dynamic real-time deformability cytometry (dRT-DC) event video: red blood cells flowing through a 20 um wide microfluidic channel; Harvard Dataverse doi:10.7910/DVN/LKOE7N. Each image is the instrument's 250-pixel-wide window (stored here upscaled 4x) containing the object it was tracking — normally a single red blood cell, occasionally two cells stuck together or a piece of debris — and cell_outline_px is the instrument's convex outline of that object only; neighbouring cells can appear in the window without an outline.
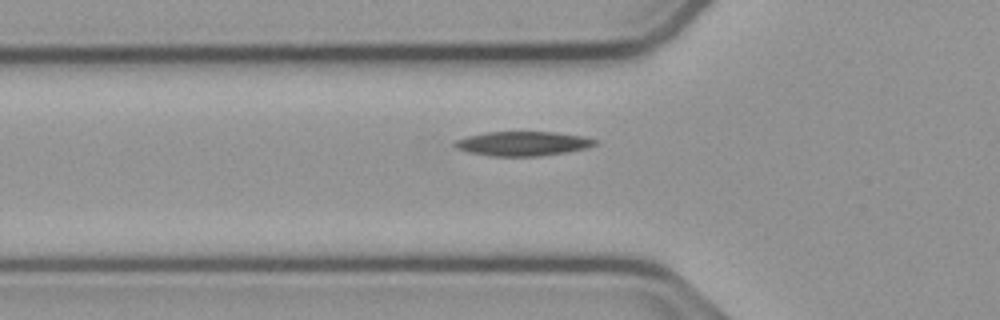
{"species": "common noctule bat (a hibernating species)", "species_latin": "Nyctalus noctula", "temperature_condition": "cold", "stored_images_in_passage": 36, "camera_frame_rate_fps": 3000, "um_per_image_px": 0.085, "animal": {"sex": "male", "body_mass_g": 23.1, "forearm_length_mm": 52.7}, "frame": {"image": 1, "passage_image": 5, "time_ms": 1.333, "image_size_px": [1000, 320], "cell_outline_px": [[596, 144], [584, 148], [564, 152], [540, 156], [492, 156], [468, 152], [456, 148], [452, 144], [456, 140], [468, 136], [488, 132], [556, 132], [584, 136], [596, 140]], "centroid_in_image_um": [44.4, 12.2], "position_along_channel_um": 81.4, "area_um2": 19.71}}
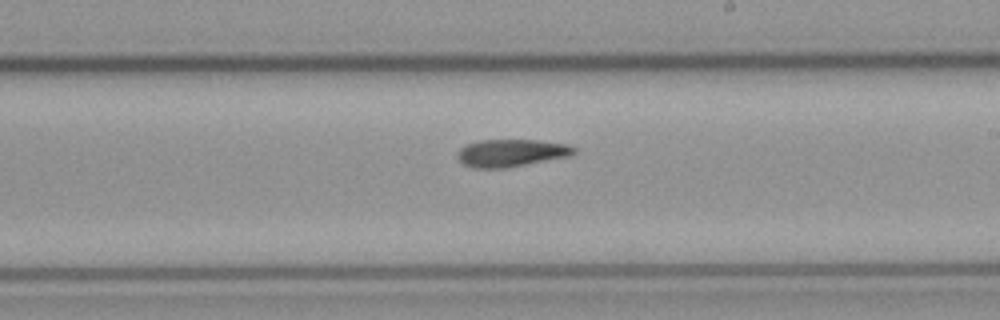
{"frame": {"image": 2, "passage_image": 18, "time_ms": 5.667, "image_size_px": [1000, 320], "cell_outline_px": [[576, 152], [568, 156], [504, 168], [476, 168], [464, 164], [456, 156], [456, 152], [464, 144], [480, 140], [540, 140], [568, 144], [576, 148]], "centroid_in_image_um": [43.42, 12.98], "position_along_channel_um": 245.6, "area_um2": 18.61}}
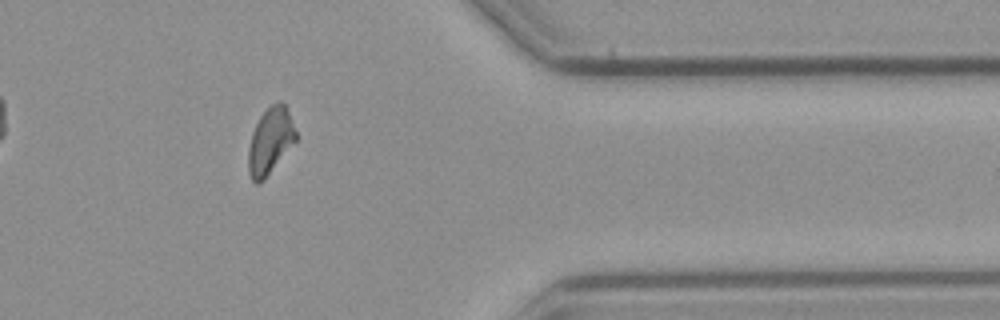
{"frame": {"image": 3, "passage_image": 31, "time_ms": 10.0, "image_size_px": [1000, 320], "cell_outline_px": [[296, 140], [264, 180], [260, 184], [256, 184], [252, 180], [248, 172], [248, 148], [252, 132], [260, 116], [276, 100], [280, 100], [284, 104], [288, 112], [296, 132]], "centroid_in_image_um": [22.94, 12.0], "position_along_channel_um": 388.5, "area_um2": 18.21}}